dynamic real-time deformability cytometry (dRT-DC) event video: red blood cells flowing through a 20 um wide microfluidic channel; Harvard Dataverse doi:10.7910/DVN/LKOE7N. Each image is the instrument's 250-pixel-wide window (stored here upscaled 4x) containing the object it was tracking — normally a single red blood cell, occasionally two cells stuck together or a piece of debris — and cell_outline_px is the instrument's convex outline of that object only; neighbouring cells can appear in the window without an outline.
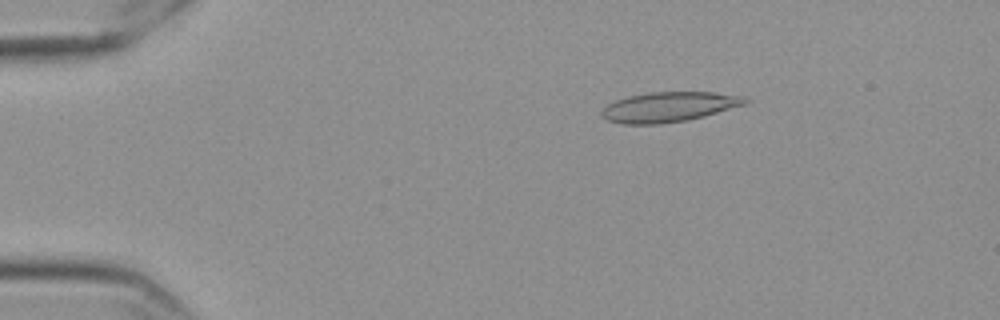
{"species": "Egyptian fruit bat (a non-hibernating species)", "species_latin": "Rousettus aegyptiacus", "temperature_condition": "cold", "stored_images_in_passage": 57, "camera_frame_rate_fps": 3000, "um_per_image_px": 0.085, "frame": {"image": 1, "passage_image": 10, "time_ms": 3.0, "image_size_px": [1000, 320], "cell_outline_px": [[752, 100], [744, 104], [704, 116], [688, 120], [660, 124], [624, 124], [608, 120], [600, 112], [608, 104], [616, 100], [628, 96], [648, 92], [712, 92], [744, 96]], "centroid_in_image_um": [56.87, 9.08], "position_along_channel_um": 28.1, "area_um2": 24.91}}
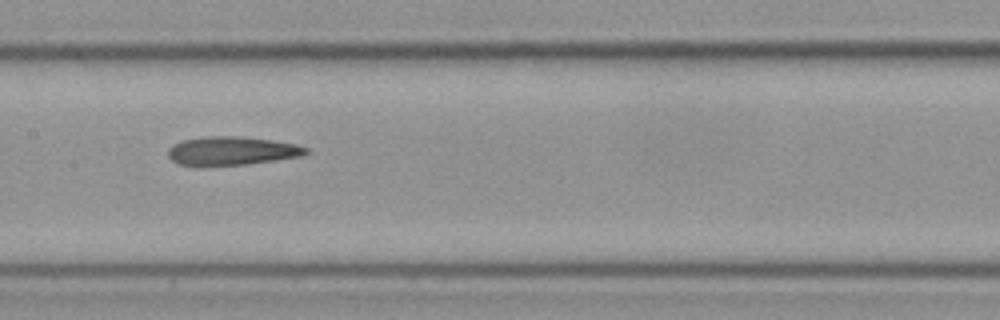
{"frame": {"image": 2, "passage_image": 29, "time_ms": 9.333, "image_size_px": [1000, 320], "cell_outline_px": [[308, 152], [300, 156], [248, 164], [180, 164], [172, 160], [168, 156], [168, 148], [180, 140], [204, 136], [240, 136], [272, 140], [296, 144], [308, 148]], "centroid_in_image_um": [19.7, 12.79], "position_along_channel_um": 187.7, "area_um2": 22.54}}
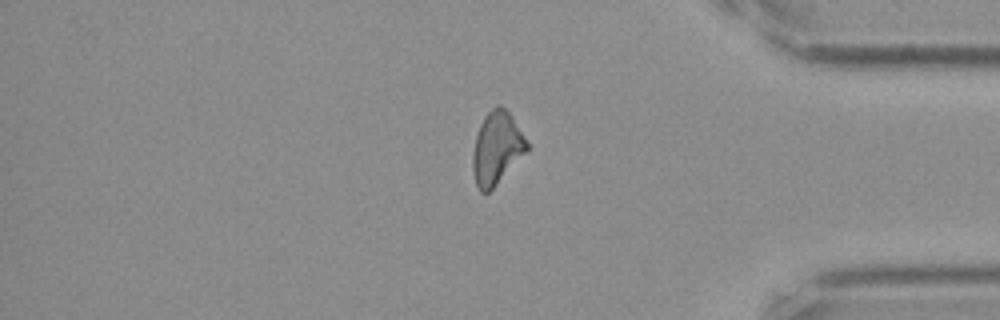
{"frame": {"image": 3, "passage_image": 48, "time_ms": 15.667, "image_size_px": [1000, 320], "cell_outline_px": [[528, 148], [492, 188], [488, 192], [480, 192], [476, 184], [472, 168], [472, 156], [476, 136], [480, 124], [484, 116], [496, 104], [500, 104], [512, 116], [528, 144]], "centroid_in_image_um": [42.18, 12.55], "position_along_channel_um": 393.0, "area_um2": 22.25}, "authors_computed_cell_mechanics": {"area_um2": 23.4668, "velocity_mm_per_s": 3.5805, "shape_relaxation_time_tau1_ms": null, "shape_relaxation_time_tau2_ms": 8.198, "deformation_change_tau1": null, "deformation_change_tau2": 0.2252}}